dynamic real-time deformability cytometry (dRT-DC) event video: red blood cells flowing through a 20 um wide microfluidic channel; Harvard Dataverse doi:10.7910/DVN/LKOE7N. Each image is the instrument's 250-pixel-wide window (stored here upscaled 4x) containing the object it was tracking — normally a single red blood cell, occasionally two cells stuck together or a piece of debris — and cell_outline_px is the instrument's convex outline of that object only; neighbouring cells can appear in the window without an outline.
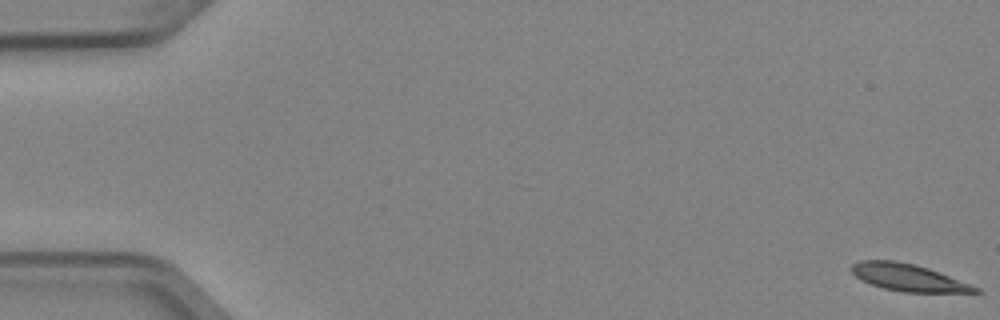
{"species": "Egyptian fruit bat (a non-hibernating species)", "species_latin": "Rousettus aegyptiacus", "temperature_condition": "cold", "stored_images_in_passage": 5, "camera_frame_rate_fps": 3000, "um_per_image_px": 0.085, "animal": {"sex": "female"}, "frame": {"image": 1, "passage_image": 1, "time_ms": 0.0, "image_size_px": [1000, 320], "cell_outline_px": [[984, 292], [904, 292], [884, 288], [860, 280], [852, 272], [852, 264], [860, 260], [896, 260], [928, 268], [940, 272], [980, 288]], "centroid_in_image_um": [77.21, 23.58], "position_along_channel_um": 7.8, "area_um2": 19.36}}